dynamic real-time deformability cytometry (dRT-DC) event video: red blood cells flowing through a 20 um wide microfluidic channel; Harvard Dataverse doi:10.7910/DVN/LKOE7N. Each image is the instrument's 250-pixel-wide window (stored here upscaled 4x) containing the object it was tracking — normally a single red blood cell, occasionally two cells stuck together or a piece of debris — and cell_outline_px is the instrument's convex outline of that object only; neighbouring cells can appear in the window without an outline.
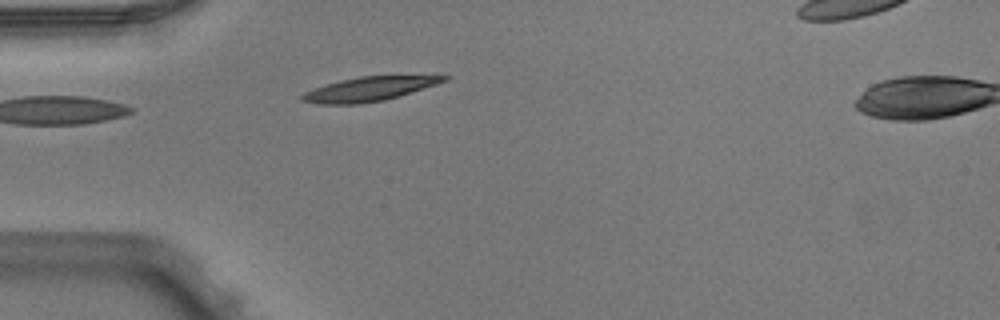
{"species": "Egyptian fruit bat (a non-hibernating species)", "species_latin": "Rousettus aegyptiacus", "temperature_condition": "warm", "stored_images_in_passage": 3, "camera_frame_rate_fps": 3000, "um_per_image_px": 0.085, "animal": {"sex": "male"}, "frame": {"image": 1, "passage_image": 3, "time_ms": 0.667, "image_size_px": [1000, 320], "cell_outline_px": [[448, 80], [400, 96], [384, 100], [356, 104], [320, 104], [300, 100], [300, 96], [304, 92], [340, 80], [360, 76], [448, 76]], "centroid_in_image_um": [31.34, 7.57], "position_along_channel_um": 53.7, "area_um2": 19.59}}